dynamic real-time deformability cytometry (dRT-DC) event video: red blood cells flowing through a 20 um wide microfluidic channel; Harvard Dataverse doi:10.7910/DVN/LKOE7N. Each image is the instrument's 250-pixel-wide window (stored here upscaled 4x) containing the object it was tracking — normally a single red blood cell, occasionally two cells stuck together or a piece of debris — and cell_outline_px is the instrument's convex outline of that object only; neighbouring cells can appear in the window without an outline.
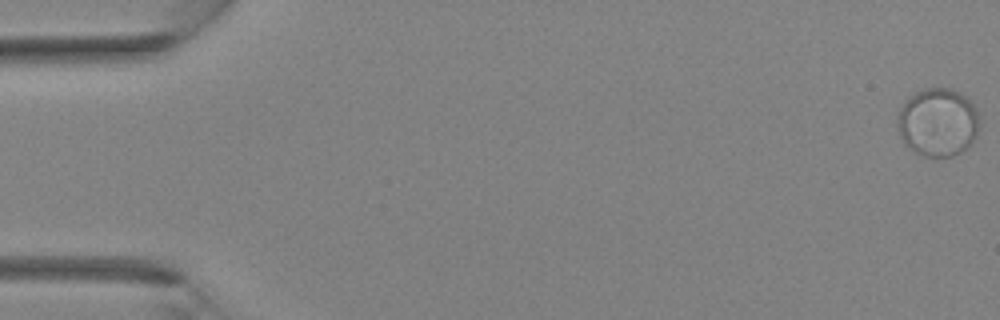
{"species": "Egyptian fruit bat (a non-hibernating species)", "species_latin": "Rousettus aegyptiacus", "temperature_condition": "room temperature", "stored_images_in_passage": 37, "camera_frame_rate_fps": 3000, "um_per_image_px": 0.085, "animal": {"sex": "female"}, "frame": {"image": 1, "passage_image": 1, "time_ms": 0.0, "image_size_px": [1000, 320], "cell_outline_px": [[976, 136], [960, 152], [952, 156], [924, 156], [916, 152], [904, 144], [900, 136], [896, 124], [896, 116], [900, 108], [908, 96], [924, 88], [952, 88], [968, 96], [976, 108]], "centroid_in_image_um": [79.66, 10.35], "position_along_channel_um": 5.3, "area_um2": 32.54}}
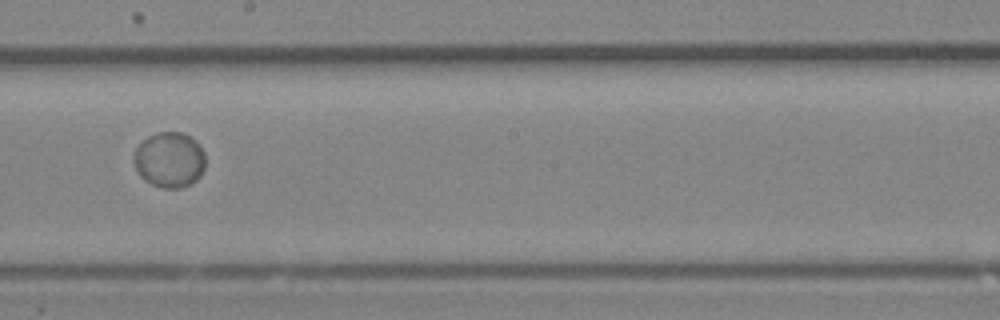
{"frame": {"image": 2, "passage_image": 22, "time_ms": 7.0, "image_size_px": [1000, 320], "cell_outline_px": [[204, 168], [200, 176], [192, 184], [180, 188], [164, 188], [152, 184], [144, 180], [136, 172], [132, 160], [132, 156], [136, 148], [148, 136], [160, 132], [180, 132], [196, 140], [200, 144], [204, 152]], "centroid_in_image_um": [14.39, 13.59], "position_along_channel_um": 233.8, "area_um2": 23.35}}
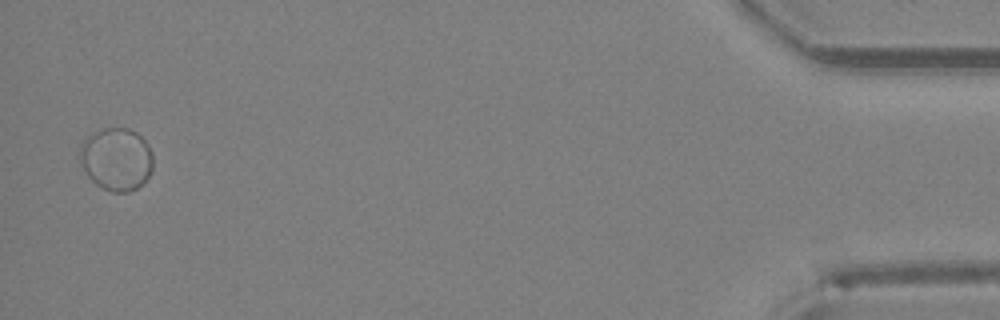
{"frame": {"image": 3, "passage_image": 37, "time_ms": 12.0, "image_size_px": [1000, 320], "cell_outline_px": [[152, 168], [148, 176], [136, 188], [128, 192], [112, 192], [96, 184], [88, 176], [80, 160], [80, 148], [84, 140], [96, 132], [104, 128], [128, 128], [136, 132], [148, 144], [152, 152]], "centroid_in_image_um": [9.91, 13.52], "position_along_channel_um": 425.3, "area_um2": 26.36}}